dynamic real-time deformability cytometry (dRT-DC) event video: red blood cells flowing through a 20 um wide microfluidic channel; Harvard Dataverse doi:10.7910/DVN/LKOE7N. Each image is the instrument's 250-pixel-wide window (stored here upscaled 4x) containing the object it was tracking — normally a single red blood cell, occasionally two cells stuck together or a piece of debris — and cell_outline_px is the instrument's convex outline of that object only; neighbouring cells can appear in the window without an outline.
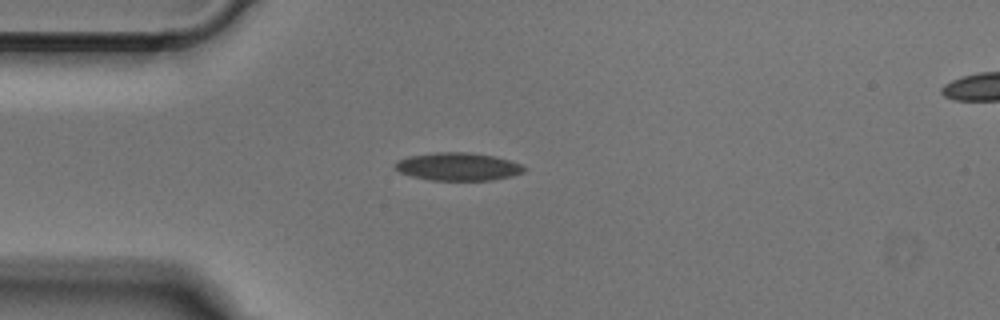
{"species": "Egyptian fruit bat (a non-hibernating species)", "species_latin": "Rousettus aegyptiacus", "temperature_condition": "cold", "stored_images_in_passage": 34, "camera_frame_rate_fps": 3000, "um_per_image_px": 0.085, "animal": {"sex": "male"}, "frame": {"image": 1, "passage_image": 1, "time_ms": 0.0, "image_size_px": [1000, 320], "cell_outline_px": [[528, 168], [524, 172], [512, 176], [492, 180], [432, 180], [412, 176], [400, 172], [396, 168], [396, 164], [400, 160], [408, 156], [436, 152], [468, 152], [496, 156], [520, 164]], "centroid_in_image_um": [38.98, 14.16], "position_along_channel_um": 46.0, "area_um2": 20.87}}
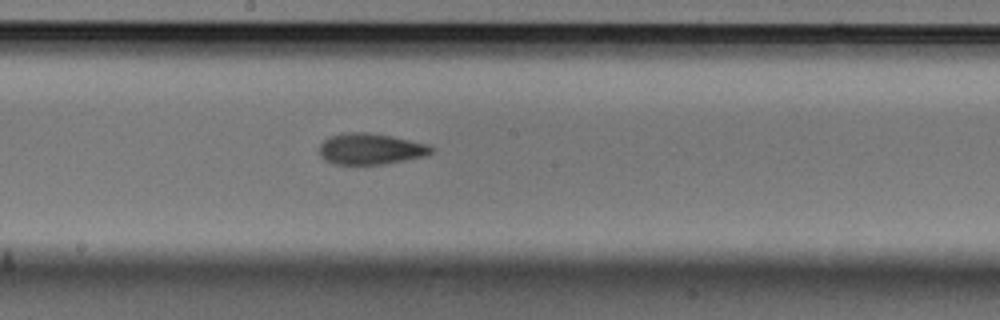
{"frame": {"image": 2, "passage_image": 15, "time_ms": 4.667, "image_size_px": [1000, 320], "cell_outline_px": [[436, 148], [432, 152], [424, 156], [384, 164], [332, 164], [324, 160], [320, 156], [320, 144], [324, 140], [332, 136], [348, 132], [368, 132], [392, 136], [428, 144]], "centroid_in_image_um": [31.5, 12.66], "position_along_channel_um": 216.7, "area_um2": 20.29}}
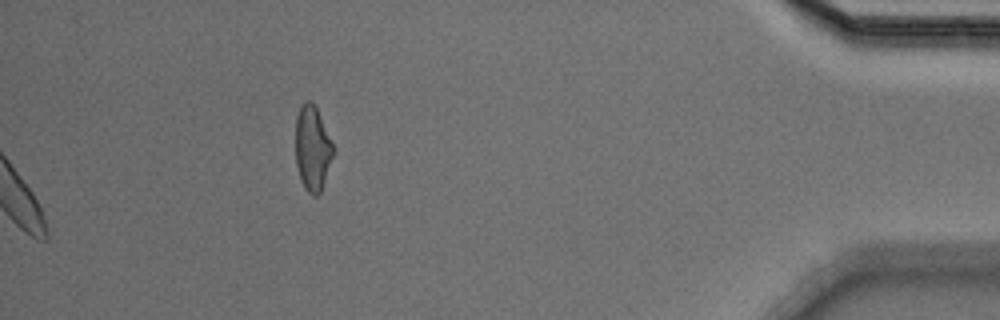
{"frame": {"image": 3, "passage_image": 34, "time_ms": 11.0, "image_size_px": [1000, 320], "cell_outline_px": [[332, 156], [320, 192], [316, 196], [312, 196], [304, 188], [296, 164], [296, 116], [304, 100], [312, 100], [316, 108], [332, 144]], "centroid_in_image_um": [26.52, 12.59], "position_along_channel_um": 408.7, "area_um2": 18.03}}